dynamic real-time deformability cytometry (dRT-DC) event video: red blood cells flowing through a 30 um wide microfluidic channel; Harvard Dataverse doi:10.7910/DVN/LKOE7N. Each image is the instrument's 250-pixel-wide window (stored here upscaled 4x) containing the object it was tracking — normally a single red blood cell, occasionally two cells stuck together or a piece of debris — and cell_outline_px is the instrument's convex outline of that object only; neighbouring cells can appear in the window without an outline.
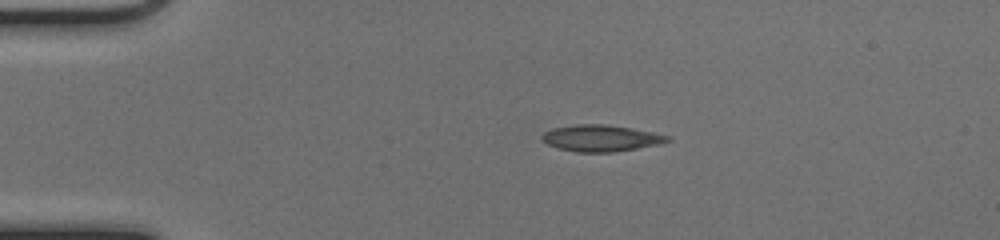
{"species": "common noctule bat (a hibernating species)", "species_latin": "Nyctalus noctula", "temperature_condition": "cold", "stored_images_in_passage": 41, "camera_frame_rate_fps": 3000, "um_per_image_px": 0.085, "animal": {"sex": "female", "body_mass_g": 17.0, "forearm_length_mm": 48.0}, "frame": {"image": 1, "passage_image": 1, "time_ms": 0.0, "image_size_px": [1000, 240], "cell_outline_px": [[672, 140], [660, 144], [612, 152], [576, 152], [560, 148], [548, 144], [540, 136], [544, 132], [552, 128], [576, 124], [604, 124], [632, 128], [672, 136]], "centroid_in_image_um": [51.11, 11.73], "position_along_channel_um": 33.9, "area_um2": 19.31}}
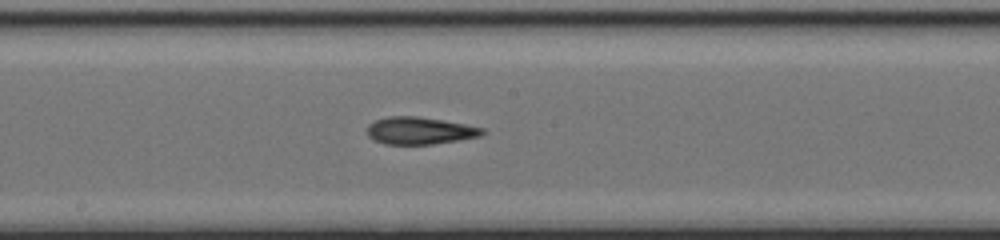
{"frame": {"image": 2, "passage_image": 18, "time_ms": 5.667, "image_size_px": [1000, 240], "cell_outline_px": [[488, 132], [480, 136], [460, 140], [432, 144], [384, 144], [368, 136], [368, 124], [376, 120], [388, 116], [416, 116], [464, 124], [484, 128]], "centroid_in_image_um": [35.71, 11.11], "position_along_channel_um": 212.5, "area_um2": 18.21}}
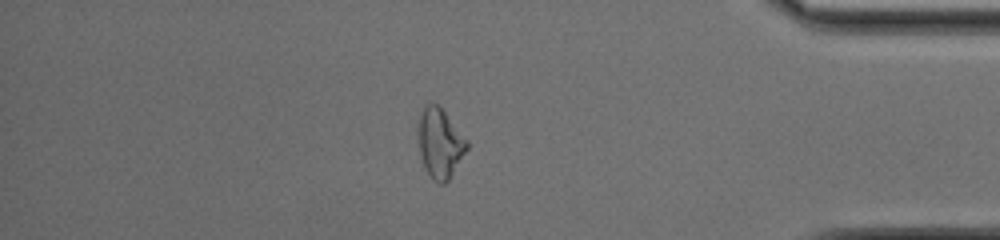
{"frame": {"image": 3, "passage_image": 34, "time_ms": 11.0, "image_size_px": [1000, 240], "cell_outline_px": [[468, 148], [448, 180], [444, 184], [440, 184], [432, 180], [424, 168], [420, 152], [416, 128], [416, 124], [420, 112], [424, 104], [428, 100], [440, 104], [468, 140]], "centroid_in_image_um": [37.36, 12.08], "position_along_channel_um": 397.8, "area_um2": 20.52}, "authors_computed_cell_mechanics": {"area_um2": 18.9584, "velocity_mm_per_s": 4.0495, "shape_relaxation_time_tau1_ms": null, "shape_relaxation_time_tau2_ms": 3.1999, "deformation_change_tau1": null, "deformation_change_tau2": 0.1353}}